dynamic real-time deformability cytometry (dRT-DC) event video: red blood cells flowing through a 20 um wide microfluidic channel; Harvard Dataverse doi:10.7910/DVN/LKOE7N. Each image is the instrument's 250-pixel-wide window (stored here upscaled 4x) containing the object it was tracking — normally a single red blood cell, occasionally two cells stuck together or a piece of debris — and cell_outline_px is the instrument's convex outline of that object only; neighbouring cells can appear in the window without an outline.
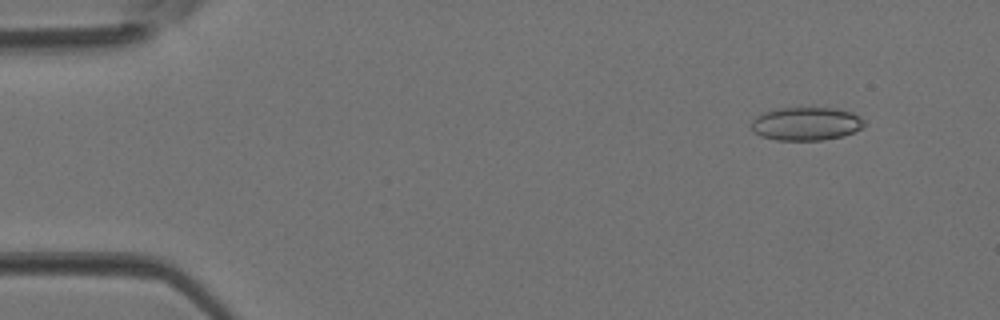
{"species": "Egyptian fruit bat (a non-hibernating species)", "species_latin": "Rousettus aegyptiacus", "temperature_condition": "room temperature", "stored_images_in_passage": 3, "camera_frame_rate_fps": 3000, "um_per_image_px": 0.085, "animal": {"sex": "female"}, "frame": {"image": 1, "passage_image": 1, "time_ms": 0.0, "image_size_px": [1000, 320], "cell_outline_px": [[864, 124], [860, 128], [844, 136], [820, 140], [776, 140], [760, 136], [752, 132], [748, 124], [756, 116], [764, 112], [780, 108], [836, 108], [852, 112], [860, 116], [864, 120]], "centroid_in_image_um": [68.47, 10.52], "position_along_channel_um": 16.5, "area_um2": 22.08}}